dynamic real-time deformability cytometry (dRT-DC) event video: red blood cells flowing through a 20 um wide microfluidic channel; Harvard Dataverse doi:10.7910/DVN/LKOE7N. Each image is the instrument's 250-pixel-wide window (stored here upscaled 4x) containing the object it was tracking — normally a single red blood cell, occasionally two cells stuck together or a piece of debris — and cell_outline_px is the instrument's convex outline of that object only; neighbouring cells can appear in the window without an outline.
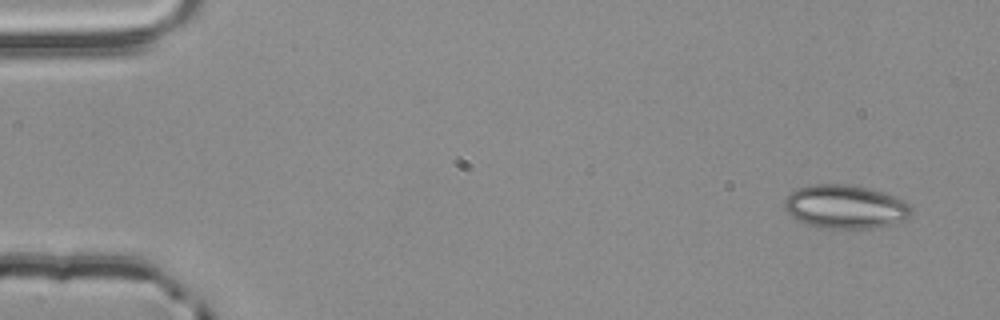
{"species": "common noctule bat (a hibernating species)", "species_latin": "Nyctalus noctula", "temperature_condition": "room temperature", "stored_images_in_passage": 5, "camera_frame_rate_fps": 3000, "um_per_image_px": 0.085, "animal": {"sex": "male", "body_mass_g": 20.4}, "frame": {"image": 1, "passage_image": 1, "time_ms": 0.0, "image_size_px": [1000, 320], "cell_outline_px": [[912, 212], [904, 220], [892, 224], [872, 228], [816, 228], [804, 224], [792, 216], [784, 208], [784, 200], [796, 188], [812, 184], [852, 184], [868, 188], [904, 200], [912, 208]], "centroid_in_image_um": [71.82, 17.58], "position_along_channel_um": 13.2, "area_um2": 32.31}}
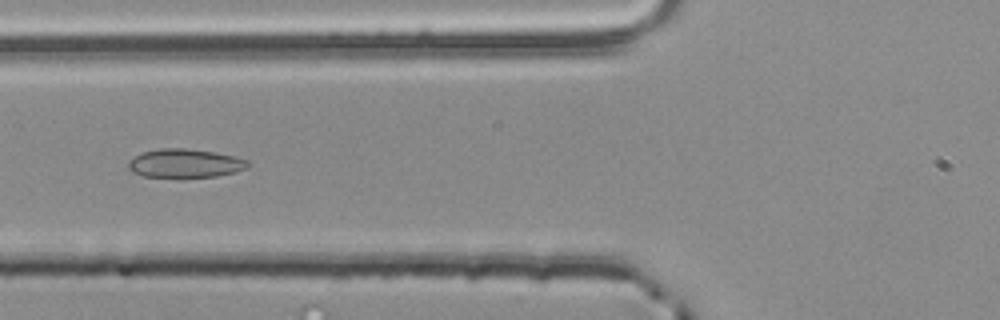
{"frame": {"image": 2, "passage_image": 5, "time_ms": 1.333, "image_size_px": [1000, 320], "cell_outline_px": [[248, 164], [244, 168], [236, 172], [216, 176], [144, 176], [132, 172], [128, 168], [128, 160], [140, 152], [160, 148], [184, 148], [216, 152], [248, 160]], "centroid_in_image_um": [15.67, 13.86], "position_along_channel_um": 110.1, "area_um2": 19.71}}